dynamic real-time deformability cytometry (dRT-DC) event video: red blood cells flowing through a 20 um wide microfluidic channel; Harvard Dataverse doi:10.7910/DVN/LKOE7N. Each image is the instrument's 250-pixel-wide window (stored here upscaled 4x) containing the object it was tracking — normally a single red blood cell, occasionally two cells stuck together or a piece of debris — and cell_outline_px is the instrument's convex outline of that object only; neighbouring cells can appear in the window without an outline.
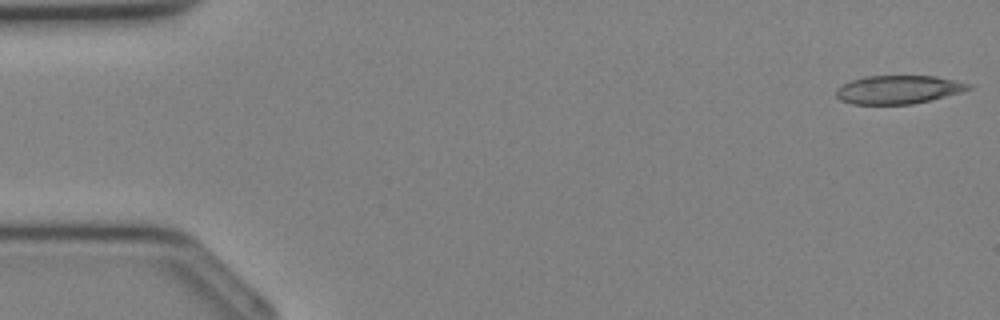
{"species": "Egyptian fruit bat (a non-hibernating species)", "species_latin": "Rousettus aegyptiacus", "temperature_condition": "cold", "stored_images_in_passage": 34, "camera_frame_rate_fps": 3000, "um_per_image_px": 0.085, "animal": {"sex": "female"}, "frame": {"image": 1, "passage_image": 1, "time_ms": 0.0, "image_size_px": [1000, 320], "cell_outline_px": [[972, 88], [960, 92], [912, 104], [852, 104], [840, 100], [836, 96], [836, 88], [852, 80], [864, 76], [936, 76], [956, 80], [972, 84]], "centroid_in_image_um": [76.34, 7.61], "position_along_channel_um": 8.7, "area_um2": 21.79}}
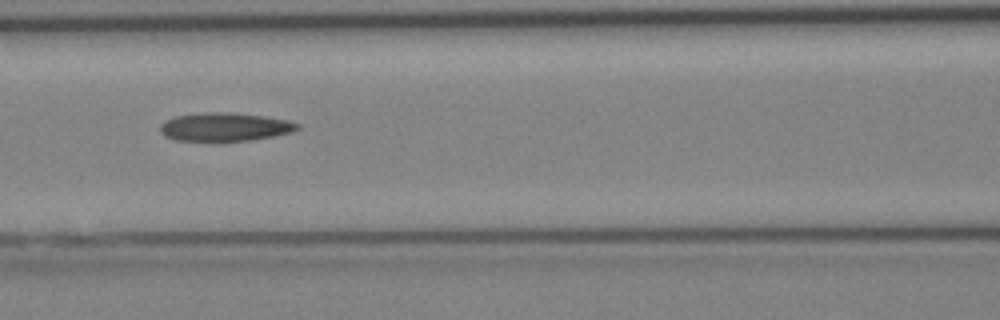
{"frame": {"image": 2, "passage_image": 15, "time_ms": 4.667, "image_size_px": [1000, 320], "cell_outline_px": [[300, 128], [292, 132], [272, 136], [248, 140], [176, 140], [164, 136], [160, 132], [160, 124], [164, 120], [176, 116], [204, 112], [232, 112], [264, 116], [288, 120], [300, 124]], "centroid_in_image_um": [19.1, 10.77], "position_along_channel_um": 147.5, "area_um2": 22.6}}
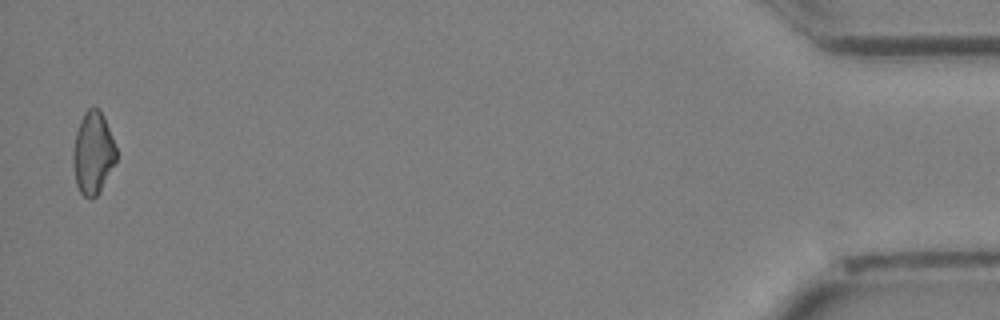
{"frame": {"image": 3, "passage_image": 34, "time_ms": 11.0, "image_size_px": [1000, 320], "cell_outline_px": [[116, 160], [100, 192], [96, 196], [84, 196], [80, 192], [76, 184], [72, 164], [72, 152], [76, 132], [80, 120], [84, 112], [88, 108], [100, 108], [104, 116], [116, 148]], "centroid_in_image_um": [7.88, 12.98], "position_along_channel_um": 427.3, "area_um2": 20.69}}